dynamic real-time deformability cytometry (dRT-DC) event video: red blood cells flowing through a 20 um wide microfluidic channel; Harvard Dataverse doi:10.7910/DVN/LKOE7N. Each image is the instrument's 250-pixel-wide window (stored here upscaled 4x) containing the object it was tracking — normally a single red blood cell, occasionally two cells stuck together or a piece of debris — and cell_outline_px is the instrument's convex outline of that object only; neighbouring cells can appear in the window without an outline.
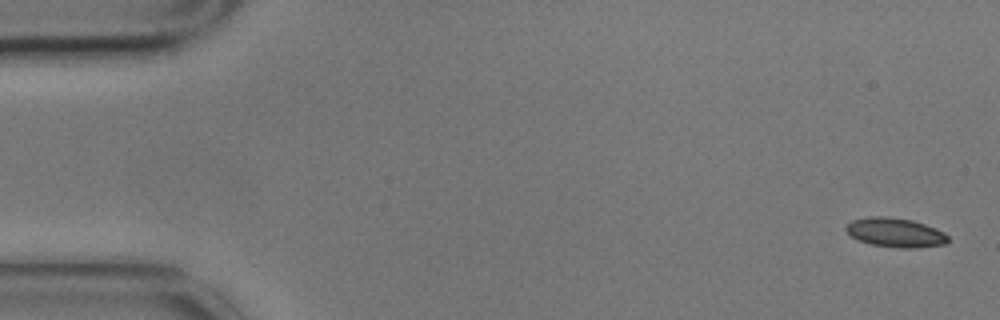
{"species": "common noctule bat (a hibernating species)", "species_latin": "Nyctalus noctula", "temperature_condition": "cold", "stored_images_in_passage": 10, "camera_frame_rate_fps": 3000, "um_per_image_px": 0.085, "animal": {"sex": "male", "body_mass_g": 17.9}, "frame": {"image": 1, "passage_image": 1, "time_ms": 0.0, "image_size_px": [1000, 320], "cell_outline_px": [[948, 240], [944, 244], [916, 248], [896, 248], [872, 244], [856, 240], [844, 228], [852, 220], [868, 216], [888, 216], [912, 220], [936, 228], [944, 232], [948, 236]], "centroid_in_image_um": [76.09, 19.76], "position_along_channel_um": 8.9, "area_um2": 17.46}}
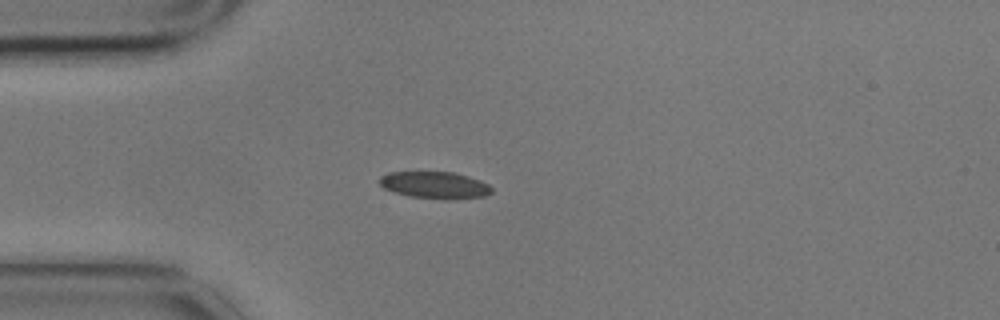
{"frame": {"image": 2, "passage_image": 4, "time_ms": 1.0, "image_size_px": [1000, 320], "cell_outline_px": [[492, 192], [484, 196], [452, 200], [444, 200], [412, 196], [396, 192], [384, 188], [380, 184], [380, 176], [388, 172], [452, 172], [468, 176], [480, 180], [488, 184], [492, 188]], "centroid_in_image_um": [36.99, 15.73], "position_along_channel_um": 48.0, "area_um2": 17.57}}